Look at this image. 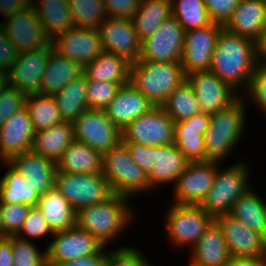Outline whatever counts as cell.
<instances>
[{
  "instance_id": "7402d4cb",
  "label": "cell",
  "mask_w": 266,
  "mask_h": 266,
  "mask_svg": "<svg viewBox=\"0 0 266 266\" xmlns=\"http://www.w3.org/2000/svg\"><path fill=\"white\" fill-rule=\"evenodd\" d=\"M6 162L26 178L39 195L55 187L57 165L54 160L29 151L14 155Z\"/></svg>"
},
{
  "instance_id": "f6af8a7d",
  "label": "cell",
  "mask_w": 266,
  "mask_h": 266,
  "mask_svg": "<svg viewBox=\"0 0 266 266\" xmlns=\"http://www.w3.org/2000/svg\"><path fill=\"white\" fill-rule=\"evenodd\" d=\"M121 86L114 82L87 80L88 109L105 110Z\"/></svg>"
},
{
  "instance_id": "2e32d148",
  "label": "cell",
  "mask_w": 266,
  "mask_h": 266,
  "mask_svg": "<svg viewBox=\"0 0 266 266\" xmlns=\"http://www.w3.org/2000/svg\"><path fill=\"white\" fill-rule=\"evenodd\" d=\"M192 85L202 113L213 114L229 107L240 94L211 71H197L186 75Z\"/></svg>"
},
{
  "instance_id": "7c38bea8",
  "label": "cell",
  "mask_w": 266,
  "mask_h": 266,
  "mask_svg": "<svg viewBox=\"0 0 266 266\" xmlns=\"http://www.w3.org/2000/svg\"><path fill=\"white\" fill-rule=\"evenodd\" d=\"M48 241L47 266H58L65 261L95 255L105 247L92 234L76 225L63 231L53 232Z\"/></svg>"
},
{
  "instance_id": "ac0fdd59",
  "label": "cell",
  "mask_w": 266,
  "mask_h": 266,
  "mask_svg": "<svg viewBox=\"0 0 266 266\" xmlns=\"http://www.w3.org/2000/svg\"><path fill=\"white\" fill-rule=\"evenodd\" d=\"M215 221L222 229L231 257H252L265 260L266 239L261 234L252 231L228 214L216 216Z\"/></svg>"
},
{
  "instance_id": "74e56055",
  "label": "cell",
  "mask_w": 266,
  "mask_h": 266,
  "mask_svg": "<svg viewBox=\"0 0 266 266\" xmlns=\"http://www.w3.org/2000/svg\"><path fill=\"white\" fill-rule=\"evenodd\" d=\"M161 107L175 123L201 113L194 89L187 79L170 93Z\"/></svg>"
},
{
  "instance_id": "5b68a950",
  "label": "cell",
  "mask_w": 266,
  "mask_h": 266,
  "mask_svg": "<svg viewBox=\"0 0 266 266\" xmlns=\"http://www.w3.org/2000/svg\"><path fill=\"white\" fill-rule=\"evenodd\" d=\"M102 161V173L113 193L131 200H140L141 196L144 198L148 194L155 195L156 192L149 186L147 174L133 161L122 140L102 154Z\"/></svg>"
},
{
  "instance_id": "7dc6e473",
  "label": "cell",
  "mask_w": 266,
  "mask_h": 266,
  "mask_svg": "<svg viewBox=\"0 0 266 266\" xmlns=\"http://www.w3.org/2000/svg\"><path fill=\"white\" fill-rule=\"evenodd\" d=\"M31 207L28 204H2L1 237L15 236Z\"/></svg>"
},
{
  "instance_id": "277c9868",
  "label": "cell",
  "mask_w": 266,
  "mask_h": 266,
  "mask_svg": "<svg viewBox=\"0 0 266 266\" xmlns=\"http://www.w3.org/2000/svg\"><path fill=\"white\" fill-rule=\"evenodd\" d=\"M249 157L238 158L230 164L218 161L214 183L199 205L206 213L214 218L228 214L234 203L254 186L251 180L253 166Z\"/></svg>"
},
{
  "instance_id": "ee69618b",
  "label": "cell",
  "mask_w": 266,
  "mask_h": 266,
  "mask_svg": "<svg viewBox=\"0 0 266 266\" xmlns=\"http://www.w3.org/2000/svg\"><path fill=\"white\" fill-rule=\"evenodd\" d=\"M13 266H47L46 247L35 242L11 236ZM41 249V250H39Z\"/></svg>"
},
{
  "instance_id": "44dd1931",
  "label": "cell",
  "mask_w": 266,
  "mask_h": 266,
  "mask_svg": "<svg viewBox=\"0 0 266 266\" xmlns=\"http://www.w3.org/2000/svg\"><path fill=\"white\" fill-rule=\"evenodd\" d=\"M34 135L32 120L24 107L0 127V157L7 161L14 155L31 151Z\"/></svg>"
},
{
  "instance_id": "484cf974",
  "label": "cell",
  "mask_w": 266,
  "mask_h": 266,
  "mask_svg": "<svg viewBox=\"0 0 266 266\" xmlns=\"http://www.w3.org/2000/svg\"><path fill=\"white\" fill-rule=\"evenodd\" d=\"M154 164L147 174L149 186L155 191L173 186L176 178L186 169L189 160L174 143L156 146ZM162 187V188H161Z\"/></svg>"
},
{
  "instance_id": "d6a6232c",
  "label": "cell",
  "mask_w": 266,
  "mask_h": 266,
  "mask_svg": "<svg viewBox=\"0 0 266 266\" xmlns=\"http://www.w3.org/2000/svg\"><path fill=\"white\" fill-rule=\"evenodd\" d=\"M73 141L72 122L63 121L47 130L35 132L31 151L57 163Z\"/></svg>"
},
{
  "instance_id": "83f0119b",
  "label": "cell",
  "mask_w": 266,
  "mask_h": 266,
  "mask_svg": "<svg viewBox=\"0 0 266 266\" xmlns=\"http://www.w3.org/2000/svg\"><path fill=\"white\" fill-rule=\"evenodd\" d=\"M83 72L84 67L81 64L60 55L53 49L43 73L39 94L53 96L71 80L81 77Z\"/></svg>"
},
{
  "instance_id": "1f68e13d",
  "label": "cell",
  "mask_w": 266,
  "mask_h": 266,
  "mask_svg": "<svg viewBox=\"0 0 266 266\" xmlns=\"http://www.w3.org/2000/svg\"><path fill=\"white\" fill-rule=\"evenodd\" d=\"M131 62L122 56L102 52L96 59L84 66L87 80L114 82L123 86L129 83Z\"/></svg>"
},
{
  "instance_id": "f35d334b",
  "label": "cell",
  "mask_w": 266,
  "mask_h": 266,
  "mask_svg": "<svg viewBox=\"0 0 266 266\" xmlns=\"http://www.w3.org/2000/svg\"><path fill=\"white\" fill-rule=\"evenodd\" d=\"M25 107L29 112L35 132L47 130L63 122L53 96L39 93L27 95Z\"/></svg>"
},
{
  "instance_id": "f907efd6",
  "label": "cell",
  "mask_w": 266,
  "mask_h": 266,
  "mask_svg": "<svg viewBox=\"0 0 266 266\" xmlns=\"http://www.w3.org/2000/svg\"><path fill=\"white\" fill-rule=\"evenodd\" d=\"M107 17L132 19L138 11L140 0H102Z\"/></svg>"
},
{
  "instance_id": "bcb514c9",
  "label": "cell",
  "mask_w": 266,
  "mask_h": 266,
  "mask_svg": "<svg viewBox=\"0 0 266 266\" xmlns=\"http://www.w3.org/2000/svg\"><path fill=\"white\" fill-rule=\"evenodd\" d=\"M53 232L48 227L42 212L37 206H32L24 220L16 237L24 240L35 241L42 239L43 237H52ZM37 239V240H36Z\"/></svg>"
},
{
  "instance_id": "db71d44e",
  "label": "cell",
  "mask_w": 266,
  "mask_h": 266,
  "mask_svg": "<svg viewBox=\"0 0 266 266\" xmlns=\"http://www.w3.org/2000/svg\"><path fill=\"white\" fill-rule=\"evenodd\" d=\"M58 266H105V247L98 254L65 261Z\"/></svg>"
},
{
  "instance_id": "d590c367",
  "label": "cell",
  "mask_w": 266,
  "mask_h": 266,
  "mask_svg": "<svg viewBox=\"0 0 266 266\" xmlns=\"http://www.w3.org/2000/svg\"><path fill=\"white\" fill-rule=\"evenodd\" d=\"M63 121L73 122L87 107V79L84 74L71 80L53 95Z\"/></svg>"
},
{
  "instance_id": "b9f144b4",
  "label": "cell",
  "mask_w": 266,
  "mask_h": 266,
  "mask_svg": "<svg viewBox=\"0 0 266 266\" xmlns=\"http://www.w3.org/2000/svg\"><path fill=\"white\" fill-rule=\"evenodd\" d=\"M247 106H252L266 118V61L260 59L249 79L247 88L240 94ZM250 104V105H249Z\"/></svg>"
},
{
  "instance_id": "3957f363",
  "label": "cell",
  "mask_w": 266,
  "mask_h": 266,
  "mask_svg": "<svg viewBox=\"0 0 266 266\" xmlns=\"http://www.w3.org/2000/svg\"><path fill=\"white\" fill-rule=\"evenodd\" d=\"M248 108L239 97L229 107L210 115L209 128L204 134V149L209 160L225 163L238 150L236 147L240 148L249 126L246 123Z\"/></svg>"
},
{
  "instance_id": "8fae6325",
  "label": "cell",
  "mask_w": 266,
  "mask_h": 266,
  "mask_svg": "<svg viewBox=\"0 0 266 266\" xmlns=\"http://www.w3.org/2000/svg\"><path fill=\"white\" fill-rule=\"evenodd\" d=\"M72 125L74 140L102 154L122 140L121 130L107 117L105 110L88 109Z\"/></svg>"
},
{
  "instance_id": "ffe728a7",
  "label": "cell",
  "mask_w": 266,
  "mask_h": 266,
  "mask_svg": "<svg viewBox=\"0 0 266 266\" xmlns=\"http://www.w3.org/2000/svg\"><path fill=\"white\" fill-rule=\"evenodd\" d=\"M51 42L56 52L83 67L103 52L98 29L72 27Z\"/></svg>"
},
{
  "instance_id": "6da1fadb",
  "label": "cell",
  "mask_w": 266,
  "mask_h": 266,
  "mask_svg": "<svg viewBox=\"0 0 266 266\" xmlns=\"http://www.w3.org/2000/svg\"><path fill=\"white\" fill-rule=\"evenodd\" d=\"M258 60V43L223 27L212 55L210 71L241 94L247 88Z\"/></svg>"
},
{
  "instance_id": "8992f818",
  "label": "cell",
  "mask_w": 266,
  "mask_h": 266,
  "mask_svg": "<svg viewBox=\"0 0 266 266\" xmlns=\"http://www.w3.org/2000/svg\"><path fill=\"white\" fill-rule=\"evenodd\" d=\"M185 80L186 75L180 62L131 63L129 82L153 106L161 107L170 93Z\"/></svg>"
},
{
  "instance_id": "e575fe53",
  "label": "cell",
  "mask_w": 266,
  "mask_h": 266,
  "mask_svg": "<svg viewBox=\"0 0 266 266\" xmlns=\"http://www.w3.org/2000/svg\"><path fill=\"white\" fill-rule=\"evenodd\" d=\"M1 166L6 169V172L0 178V203L36 206L40 195L34 191L31 183L6 161H3Z\"/></svg>"
},
{
  "instance_id": "d6986e66",
  "label": "cell",
  "mask_w": 266,
  "mask_h": 266,
  "mask_svg": "<svg viewBox=\"0 0 266 266\" xmlns=\"http://www.w3.org/2000/svg\"><path fill=\"white\" fill-rule=\"evenodd\" d=\"M53 45L20 53L8 73L9 85L26 95L40 92L41 82Z\"/></svg>"
},
{
  "instance_id": "7bdbcfd3",
  "label": "cell",
  "mask_w": 266,
  "mask_h": 266,
  "mask_svg": "<svg viewBox=\"0 0 266 266\" xmlns=\"http://www.w3.org/2000/svg\"><path fill=\"white\" fill-rule=\"evenodd\" d=\"M113 246V248L109 246V249L105 247V266H143L151 259L136 244H128L125 241L122 245H118L119 247Z\"/></svg>"
},
{
  "instance_id": "9a60e30c",
  "label": "cell",
  "mask_w": 266,
  "mask_h": 266,
  "mask_svg": "<svg viewBox=\"0 0 266 266\" xmlns=\"http://www.w3.org/2000/svg\"><path fill=\"white\" fill-rule=\"evenodd\" d=\"M223 25H211L185 32L180 63L185 75L197 71H210L212 55Z\"/></svg>"
},
{
  "instance_id": "816d5d0a",
  "label": "cell",
  "mask_w": 266,
  "mask_h": 266,
  "mask_svg": "<svg viewBox=\"0 0 266 266\" xmlns=\"http://www.w3.org/2000/svg\"><path fill=\"white\" fill-rule=\"evenodd\" d=\"M133 161L148 174L154 164L156 146L125 143Z\"/></svg>"
},
{
  "instance_id": "91938a15",
  "label": "cell",
  "mask_w": 266,
  "mask_h": 266,
  "mask_svg": "<svg viewBox=\"0 0 266 266\" xmlns=\"http://www.w3.org/2000/svg\"><path fill=\"white\" fill-rule=\"evenodd\" d=\"M8 74L0 72V94L8 87Z\"/></svg>"
},
{
  "instance_id": "ba28073f",
  "label": "cell",
  "mask_w": 266,
  "mask_h": 266,
  "mask_svg": "<svg viewBox=\"0 0 266 266\" xmlns=\"http://www.w3.org/2000/svg\"><path fill=\"white\" fill-rule=\"evenodd\" d=\"M55 188L67 199L74 211L96 205L114 193L103 173L56 172Z\"/></svg>"
},
{
  "instance_id": "680465c9",
  "label": "cell",
  "mask_w": 266,
  "mask_h": 266,
  "mask_svg": "<svg viewBox=\"0 0 266 266\" xmlns=\"http://www.w3.org/2000/svg\"><path fill=\"white\" fill-rule=\"evenodd\" d=\"M259 47V59L266 61V31L262 41L258 44Z\"/></svg>"
},
{
  "instance_id": "11a10c76",
  "label": "cell",
  "mask_w": 266,
  "mask_h": 266,
  "mask_svg": "<svg viewBox=\"0 0 266 266\" xmlns=\"http://www.w3.org/2000/svg\"><path fill=\"white\" fill-rule=\"evenodd\" d=\"M32 0H0V17L11 16L31 5Z\"/></svg>"
},
{
  "instance_id": "f5cc1de1",
  "label": "cell",
  "mask_w": 266,
  "mask_h": 266,
  "mask_svg": "<svg viewBox=\"0 0 266 266\" xmlns=\"http://www.w3.org/2000/svg\"><path fill=\"white\" fill-rule=\"evenodd\" d=\"M18 51L0 26V72L9 73L18 58Z\"/></svg>"
},
{
  "instance_id": "30bf717a",
  "label": "cell",
  "mask_w": 266,
  "mask_h": 266,
  "mask_svg": "<svg viewBox=\"0 0 266 266\" xmlns=\"http://www.w3.org/2000/svg\"><path fill=\"white\" fill-rule=\"evenodd\" d=\"M185 30L171 15L141 42L137 61L180 62L185 39Z\"/></svg>"
},
{
  "instance_id": "52a82bcc",
  "label": "cell",
  "mask_w": 266,
  "mask_h": 266,
  "mask_svg": "<svg viewBox=\"0 0 266 266\" xmlns=\"http://www.w3.org/2000/svg\"><path fill=\"white\" fill-rule=\"evenodd\" d=\"M165 211L163 223L166 242L173 247L171 250H179L178 252H189L215 220L199 205L170 202Z\"/></svg>"
},
{
  "instance_id": "9f6ffc18",
  "label": "cell",
  "mask_w": 266,
  "mask_h": 266,
  "mask_svg": "<svg viewBox=\"0 0 266 266\" xmlns=\"http://www.w3.org/2000/svg\"><path fill=\"white\" fill-rule=\"evenodd\" d=\"M0 266H13L11 236L0 237Z\"/></svg>"
},
{
  "instance_id": "c3c4849f",
  "label": "cell",
  "mask_w": 266,
  "mask_h": 266,
  "mask_svg": "<svg viewBox=\"0 0 266 266\" xmlns=\"http://www.w3.org/2000/svg\"><path fill=\"white\" fill-rule=\"evenodd\" d=\"M27 95L8 85L0 94V127L20 109L25 107Z\"/></svg>"
},
{
  "instance_id": "60d3db41",
  "label": "cell",
  "mask_w": 266,
  "mask_h": 266,
  "mask_svg": "<svg viewBox=\"0 0 266 266\" xmlns=\"http://www.w3.org/2000/svg\"><path fill=\"white\" fill-rule=\"evenodd\" d=\"M74 27L99 29L107 18L102 0H68Z\"/></svg>"
},
{
  "instance_id": "5bb4252c",
  "label": "cell",
  "mask_w": 266,
  "mask_h": 266,
  "mask_svg": "<svg viewBox=\"0 0 266 266\" xmlns=\"http://www.w3.org/2000/svg\"><path fill=\"white\" fill-rule=\"evenodd\" d=\"M0 26L19 54L52 44L46 36L32 4L20 12L2 19Z\"/></svg>"
},
{
  "instance_id": "cb8c5ba5",
  "label": "cell",
  "mask_w": 266,
  "mask_h": 266,
  "mask_svg": "<svg viewBox=\"0 0 266 266\" xmlns=\"http://www.w3.org/2000/svg\"><path fill=\"white\" fill-rule=\"evenodd\" d=\"M209 124L210 115L202 112L175 123L174 144L190 162L209 161L204 149Z\"/></svg>"
},
{
  "instance_id": "8d00e7d4",
  "label": "cell",
  "mask_w": 266,
  "mask_h": 266,
  "mask_svg": "<svg viewBox=\"0 0 266 266\" xmlns=\"http://www.w3.org/2000/svg\"><path fill=\"white\" fill-rule=\"evenodd\" d=\"M171 15V0H140L132 22L140 39L143 40Z\"/></svg>"
},
{
  "instance_id": "4316f807",
  "label": "cell",
  "mask_w": 266,
  "mask_h": 266,
  "mask_svg": "<svg viewBox=\"0 0 266 266\" xmlns=\"http://www.w3.org/2000/svg\"><path fill=\"white\" fill-rule=\"evenodd\" d=\"M191 266H223L231 258L222 229L214 220L187 253Z\"/></svg>"
},
{
  "instance_id": "6f0895ef",
  "label": "cell",
  "mask_w": 266,
  "mask_h": 266,
  "mask_svg": "<svg viewBox=\"0 0 266 266\" xmlns=\"http://www.w3.org/2000/svg\"><path fill=\"white\" fill-rule=\"evenodd\" d=\"M223 266H265V263L252 257H231Z\"/></svg>"
},
{
  "instance_id": "ab89813d",
  "label": "cell",
  "mask_w": 266,
  "mask_h": 266,
  "mask_svg": "<svg viewBox=\"0 0 266 266\" xmlns=\"http://www.w3.org/2000/svg\"><path fill=\"white\" fill-rule=\"evenodd\" d=\"M172 15L185 31L211 25L204 0H171Z\"/></svg>"
},
{
  "instance_id": "f546056e",
  "label": "cell",
  "mask_w": 266,
  "mask_h": 266,
  "mask_svg": "<svg viewBox=\"0 0 266 266\" xmlns=\"http://www.w3.org/2000/svg\"><path fill=\"white\" fill-rule=\"evenodd\" d=\"M31 4L51 41L74 27L68 0H32Z\"/></svg>"
},
{
  "instance_id": "6125c7cd",
  "label": "cell",
  "mask_w": 266,
  "mask_h": 266,
  "mask_svg": "<svg viewBox=\"0 0 266 266\" xmlns=\"http://www.w3.org/2000/svg\"><path fill=\"white\" fill-rule=\"evenodd\" d=\"M151 259H149L143 266H154L155 264H153V261H150Z\"/></svg>"
},
{
  "instance_id": "94428289",
  "label": "cell",
  "mask_w": 266,
  "mask_h": 266,
  "mask_svg": "<svg viewBox=\"0 0 266 266\" xmlns=\"http://www.w3.org/2000/svg\"><path fill=\"white\" fill-rule=\"evenodd\" d=\"M1 217H2V204L0 203V237H1Z\"/></svg>"
},
{
  "instance_id": "f1b7e54d",
  "label": "cell",
  "mask_w": 266,
  "mask_h": 266,
  "mask_svg": "<svg viewBox=\"0 0 266 266\" xmlns=\"http://www.w3.org/2000/svg\"><path fill=\"white\" fill-rule=\"evenodd\" d=\"M257 191L255 186L249 189L234 203L228 215L266 239V196Z\"/></svg>"
},
{
  "instance_id": "836d02e7",
  "label": "cell",
  "mask_w": 266,
  "mask_h": 266,
  "mask_svg": "<svg viewBox=\"0 0 266 266\" xmlns=\"http://www.w3.org/2000/svg\"><path fill=\"white\" fill-rule=\"evenodd\" d=\"M102 153L74 140L57 161V171L65 173H102Z\"/></svg>"
},
{
  "instance_id": "681fc988",
  "label": "cell",
  "mask_w": 266,
  "mask_h": 266,
  "mask_svg": "<svg viewBox=\"0 0 266 266\" xmlns=\"http://www.w3.org/2000/svg\"><path fill=\"white\" fill-rule=\"evenodd\" d=\"M240 0H204L209 18L213 23L225 25Z\"/></svg>"
},
{
  "instance_id": "4fadbf2b",
  "label": "cell",
  "mask_w": 266,
  "mask_h": 266,
  "mask_svg": "<svg viewBox=\"0 0 266 266\" xmlns=\"http://www.w3.org/2000/svg\"><path fill=\"white\" fill-rule=\"evenodd\" d=\"M217 169L215 160L189 162L170 188L173 194L170 202L200 205L214 183Z\"/></svg>"
},
{
  "instance_id": "9c48e42d",
  "label": "cell",
  "mask_w": 266,
  "mask_h": 266,
  "mask_svg": "<svg viewBox=\"0 0 266 266\" xmlns=\"http://www.w3.org/2000/svg\"><path fill=\"white\" fill-rule=\"evenodd\" d=\"M175 122L162 107L154 106L140 115L122 131L124 143L165 146L174 143Z\"/></svg>"
},
{
  "instance_id": "603a6c76",
  "label": "cell",
  "mask_w": 266,
  "mask_h": 266,
  "mask_svg": "<svg viewBox=\"0 0 266 266\" xmlns=\"http://www.w3.org/2000/svg\"><path fill=\"white\" fill-rule=\"evenodd\" d=\"M223 27L233 34L253 39L259 44L266 31V2L240 0Z\"/></svg>"
},
{
  "instance_id": "d4e9b609",
  "label": "cell",
  "mask_w": 266,
  "mask_h": 266,
  "mask_svg": "<svg viewBox=\"0 0 266 266\" xmlns=\"http://www.w3.org/2000/svg\"><path fill=\"white\" fill-rule=\"evenodd\" d=\"M153 107V104L129 82L119 88L114 99L105 108V112L113 124L122 131Z\"/></svg>"
},
{
  "instance_id": "7a4b0ae2",
  "label": "cell",
  "mask_w": 266,
  "mask_h": 266,
  "mask_svg": "<svg viewBox=\"0 0 266 266\" xmlns=\"http://www.w3.org/2000/svg\"><path fill=\"white\" fill-rule=\"evenodd\" d=\"M132 201L114 193L101 203L77 211L75 225L92 234L103 246H112L124 237L130 226L139 222Z\"/></svg>"
},
{
  "instance_id": "4dcf8cb0",
  "label": "cell",
  "mask_w": 266,
  "mask_h": 266,
  "mask_svg": "<svg viewBox=\"0 0 266 266\" xmlns=\"http://www.w3.org/2000/svg\"><path fill=\"white\" fill-rule=\"evenodd\" d=\"M36 206L42 212L52 232L75 226L76 212L55 187L40 195Z\"/></svg>"
},
{
  "instance_id": "e0dca14e",
  "label": "cell",
  "mask_w": 266,
  "mask_h": 266,
  "mask_svg": "<svg viewBox=\"0 0 266 266\" xmlns=\"http://www.w3.org/2000/svg\"><path fill=\"white\" fill-rule=\"evenodd\" d=\"M98 30L104 52L122 56L131 63L139 59L142 40L132 19L107 17Z\"/></svg>"
}]
</instances>
